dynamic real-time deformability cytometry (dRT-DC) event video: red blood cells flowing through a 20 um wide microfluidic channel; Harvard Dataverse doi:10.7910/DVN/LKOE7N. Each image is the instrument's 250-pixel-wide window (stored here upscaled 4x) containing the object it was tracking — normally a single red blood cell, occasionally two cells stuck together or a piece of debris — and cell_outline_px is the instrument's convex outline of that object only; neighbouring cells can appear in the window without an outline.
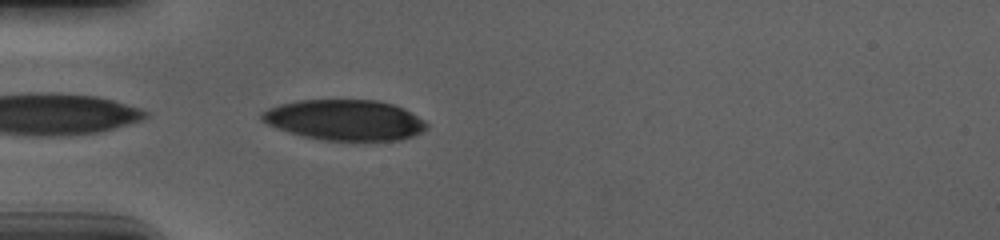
{"species": "human", "species_latin": "Homo sapiens", "temperature_condition": "cold", "stored_images_in_passage": 15, "camera_frame_rate_fps": 3000, "um_per_image_px": 0.085, "donor": {"sex": "male"}, "frame": {"image": 1, "passage_image": 1, "time_ms": 0.0, "image_size_px": [1000, 240], "cell_outline_px": [[428, 128], [412, 136], [400, 140], [324, 140], [304, 136], [288, 132], [276, 128], [260, 120], [260, 112], [268, 108], [280, 104], [300, 100], [380, 100], [404, 108], [424, 120], [428, 124]], "centroid_in_image_um": [29.29, 10.19], "position_along_channel_um": 55.7, "area_um2": 39.02}}
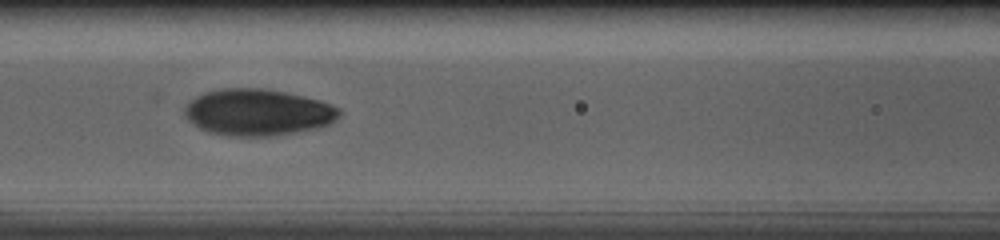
{"frame": {"image": 2, "passage_image": 9, "time_ms": 2.667, "image_size_px": [1000, 240], "cell_outline_px": [[340, 116], [332, 124], [316, 128], [296, 132], [268, 136], [228, 136], [208, 132], [200, 128], [188, 120], [184, 116], [184, 108], [196, 96], [204, 92], [224, 88], [260, 88], [284, 92], [320, 100], [340, 108]], "centroid_in_image_um": [21.92, 9.55], "position_along_channel_um": 144.7, "area_um2": 41.96}}
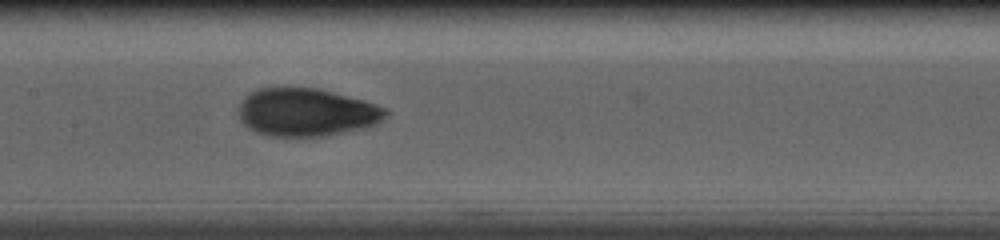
{"frame": {"image": 3, "passage_image": 12, "time_ms": 3.667, "image_size_px": [1000, 240], "cell_outline_px": [[388, 116], [376, 124], [364, 128], [324, 136], [268, 136], [256, 132], [248, 128], [240, 120], [240, 104], [252, 92], [260, 88], [316, 88], [364, 100], [388, 108]], "centroid_in_image_um": [26.1, 9.56], "position_along_channel_um": 181.3, "area_um2": 40.86}}